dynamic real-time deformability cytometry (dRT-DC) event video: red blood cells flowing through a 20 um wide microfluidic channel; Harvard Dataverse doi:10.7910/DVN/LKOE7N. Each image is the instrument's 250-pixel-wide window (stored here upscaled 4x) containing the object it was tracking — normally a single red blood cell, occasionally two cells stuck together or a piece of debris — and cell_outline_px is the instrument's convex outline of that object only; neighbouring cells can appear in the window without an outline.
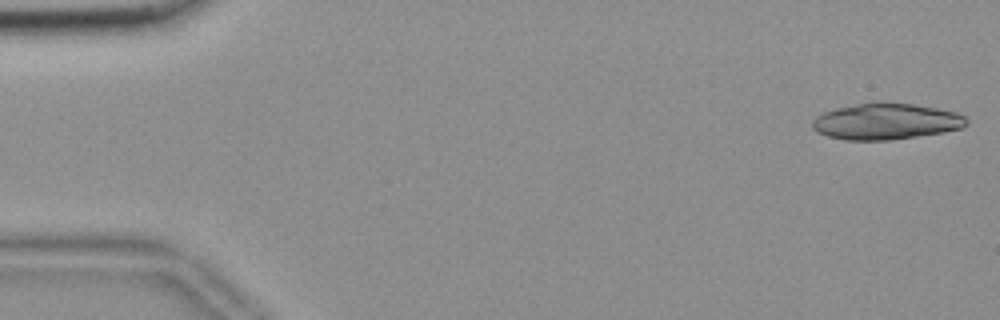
{"species": "common noctule bat (a hibernating species)", "species_latin": "Nyctalus noctula", "temperature_condition": "room temperature", "stored_images_in_passage": 18, "camera_frame_rate_fps": 3000, "um_per_image_px": 0.085, "animal": {"sex": "female", "body_mass_g": 18.4}, "frame": {"image": 1, "passage_image": 1, "time_ms": 0.0, "image_size_px": [1000, 320], "cell_outline_px": [[968, 124], [960, 128], [944, 132], [888, 140], [844, 140], [828, 136], [816, 132], [812, 128], [812, 120], [816, 116], [824, 112], [836, 108], [872, 100], [884, 100], [912, 104], [936, 108], [956, 112], [964, 116], [968, 120]], "centroid_in_image_um": [75.27, 10.29], "position_along_channel_um": 9.7, "area_um2": 33.0}}